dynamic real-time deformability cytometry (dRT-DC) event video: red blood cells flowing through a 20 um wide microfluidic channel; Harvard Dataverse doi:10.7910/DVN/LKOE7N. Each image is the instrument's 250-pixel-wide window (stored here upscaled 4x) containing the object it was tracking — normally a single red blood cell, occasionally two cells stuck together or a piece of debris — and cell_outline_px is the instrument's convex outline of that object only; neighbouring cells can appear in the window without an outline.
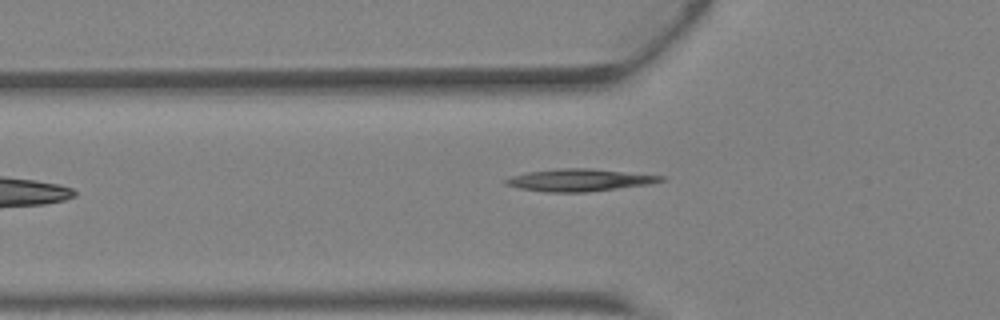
{"species": "Egyptian fruit bat (a non-hibernating species)", "species_latin": "Rousettus aegyptiacus", "temperature_condition": "warm", "stored_images_in_passage": 28, "camera_frame_rate_fps": 3000, "um_per_image_px": 0.085, "animal": {"sex": "female"}, "frame": {"image": 1, "passage_image": 2, "time_ms": 0.333, "image_size_px": [1000, 320], "cell_outline_px": [[668, 176], [664, 180], [648, 184], [588, 192], [548, 192], [520, 188], [504, 184], [504, 180], [512, 176], [528, 172], [560, 168], [592, 168]], "centroid_in_image_um": [49.29, 15.3], "position_along_channel_um": 76.5, "area_um2": 20.11}}
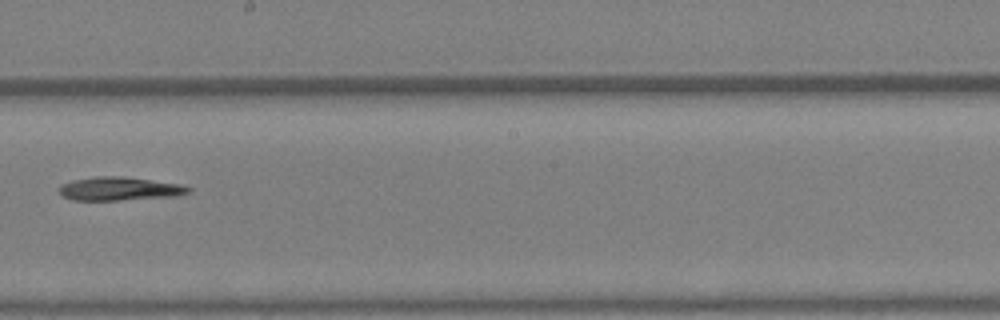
{"frame": {"image": 2, "passage_image": 12, "time_ms": 3.667, "image_size_px": [1000, 320], "cell_outline_px": [[192, 188], [188, 192], [176, 196], [120, 200], [72, 200], [60, 196], [60, 188], [64, 184], [72, 180], [96, 176], [124, 176], [184, 184]], "centroid_in_image_um": [10.19, 16.04], "position_along_channel_um": 238.0, "area_um2": 17.8}}
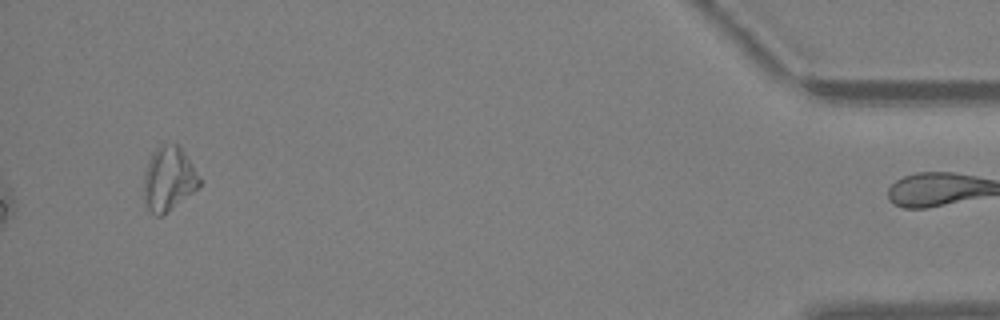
{"frame": {"image": 3, "passage_image": 28, "time_ms": 9.0, "image_size_px": [1000, 320], "cell_outline_px": [[200, 188], [160, 216], [156, 216], [148, 208], [144, 200], [144, 172], [148, 160], [152, 152], [160, 144], [176, 144], [184, 152], [200, 176]], "centroid_in_image_um": [14.34, 15.19], "position_along_channel_um": 420.9, "area_um2": 20.75}}